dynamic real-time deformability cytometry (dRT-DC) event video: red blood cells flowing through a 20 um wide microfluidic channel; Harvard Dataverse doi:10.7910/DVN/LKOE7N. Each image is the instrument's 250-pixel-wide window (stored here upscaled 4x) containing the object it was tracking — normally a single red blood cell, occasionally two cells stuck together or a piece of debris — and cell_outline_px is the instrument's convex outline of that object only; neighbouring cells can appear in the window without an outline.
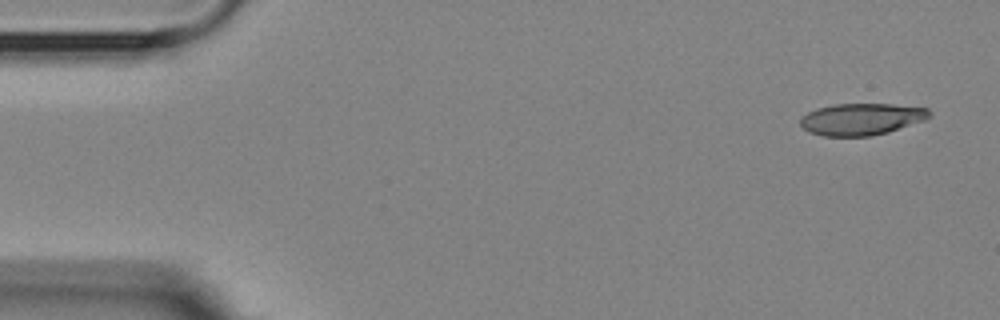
{"species": "Egyptian fruit bat (a non-hibernating species)", "species_latin": "Rousettus aegyptiacus", "temperature_condition": "room temperature", "stored_images_in_passage": 6, "camera_frame_rate_fps": 3000, "um_per_image_px": 0.085, "animal": {"sex": "female"}, "frame": {"image": 1, "passage_image": 1, "time_ms": 0.0, "image_size_px": [1000, 320], "cell_outline_px": [[932, 112], [924, 120], [888, 132], [872, 136], [824, 136], [808, 132], [800, 124], [800, 116], [816, 108], [836, 104], [892, 104], [928, 108]], "centroid_in_image_um": [73.19, 10.12], "position_along_channel_um": 11.8, "area_um2": 23.93}}